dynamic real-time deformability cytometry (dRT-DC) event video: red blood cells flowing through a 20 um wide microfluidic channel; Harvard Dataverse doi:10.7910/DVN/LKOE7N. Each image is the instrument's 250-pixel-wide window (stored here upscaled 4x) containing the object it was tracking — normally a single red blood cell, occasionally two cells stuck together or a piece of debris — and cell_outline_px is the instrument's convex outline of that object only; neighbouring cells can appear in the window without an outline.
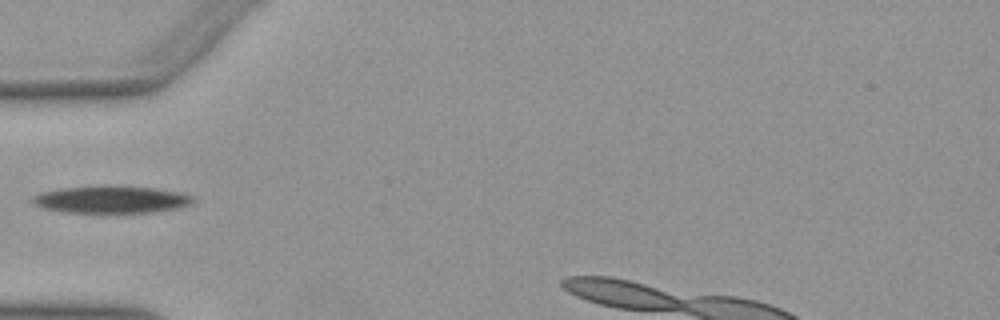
{"species": "Egyptian fruit bat (a non-hibernating species)", "species_latin": "Rousettus aegyptiacus", "temperature_condition": "warm", "stored_images_in_passage": 31, "camera_frame_rate_fps": 3000, "um_per_image_px": 0.085, "animal": {"sex": "female"}, "frame": {"image": 1, "passage_image": 1, "time_ms": 0.0, "image_size_px": [1000, 320], "cell_outline_px": [[196, 200], [192, 204], [176, 208], [152, 212], [68, 212], [40, 208], [32, 204], [32, 196], [40, 192], [60, 188], [100, 184], [116, 184], [152, 188], [180, 192], [192, 196]], "centroid_in_image_um": [9.41, 16.92], "position_along_channel_um": 75.6, "area_um2": 26.07}}
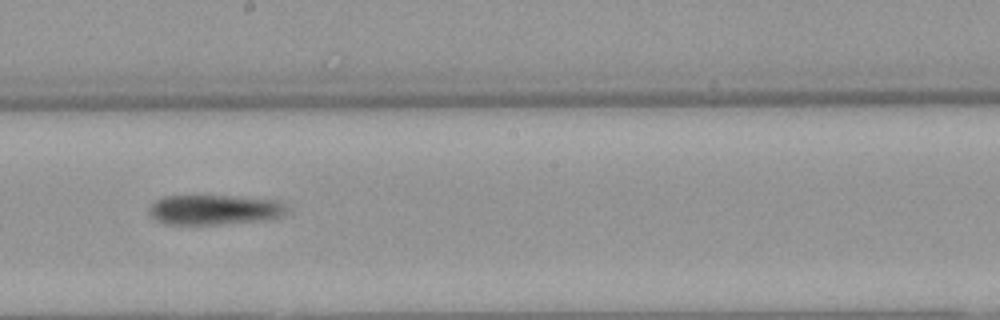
{"frame": {"image": 2, "passage_image": 13, "time_ms": 4.0, "image_size_px": [1000, 320], "cell_outline_px": [[284, 216], [268, 220], [216, 224], [164, 224], [156, 220], [148, 212], [148, 208], [156, 200], [164, 196], [232, 196], [276, 200], [284, 204]], "centroid_in_image_um": [18.2, 17.83], "position_along_channel_um": 230.0, "area_um2": 23.93}}
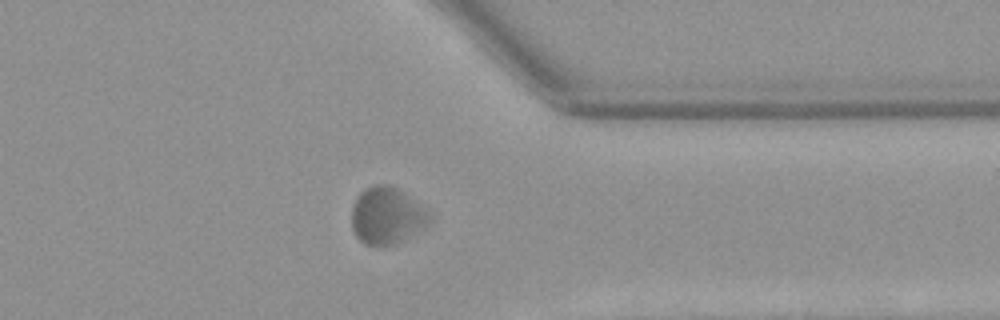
{"frame": {"image": 3, "passage_image": 25, "time_ms": 8.0, "image_size_px": [1000, 320], "cell_outline_px": [[436, 220], [432, 224], [404, 240], [396, 244], [364, 244], [356, 236], [352, 228], [352, 208], [356, 196], [364, 188], [376, 184], [392, 184], [428, 208], [432, 212]], "centroid_in_image_um": [32.98, 18.3], "position_along_channel_um": 378.4, "area_um2": 26.7}}